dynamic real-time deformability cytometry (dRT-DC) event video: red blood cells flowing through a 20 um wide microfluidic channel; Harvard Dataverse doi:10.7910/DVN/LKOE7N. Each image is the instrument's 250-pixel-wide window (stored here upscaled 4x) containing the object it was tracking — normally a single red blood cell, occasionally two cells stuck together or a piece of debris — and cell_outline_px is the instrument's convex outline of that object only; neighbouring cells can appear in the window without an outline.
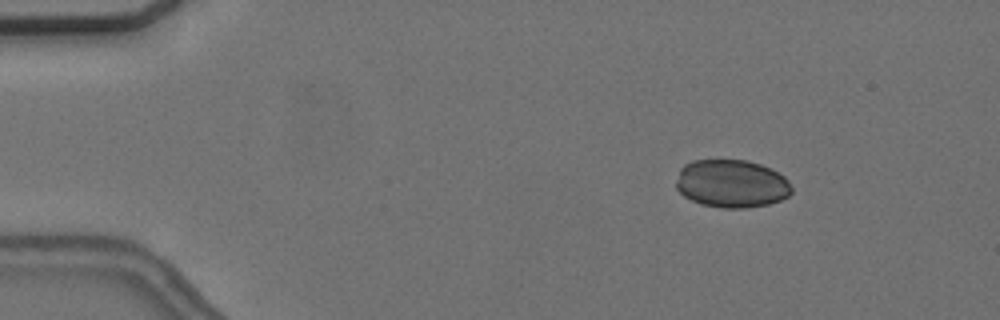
{"species": "common noctule bat (a hibernating species)", "species_latin": "Nyctalus noctula", "temperature_condition": "cold", "stored_images_in_passage": 7, "camera_frame_rate_fps": 3000, "um_per_image_px": 0.085, "animal": {"sex": "female", "body_mass_g": 24.6, "forearm_length_mm": 56.2}, "frame": {"image": 1, "passage_image": 2, "time_ms": 1.333, "image_size_px": [1000, 320], "cell_outline_px": [[792, 192], [788, 196], [780, 200], [768, 204], [744, 208], [724, 208], [700, 204], [684, 196], [676, 188], [676, 180], [680, 168], [684, 164], [692, 160], [748, 160], [760, 164], [784, 176], [788, 180], [792, 188]], "centroid_in_image_um": [62.17, 15.61], "position_along_channel_um": 22.8, "area_um2": 32.37}}
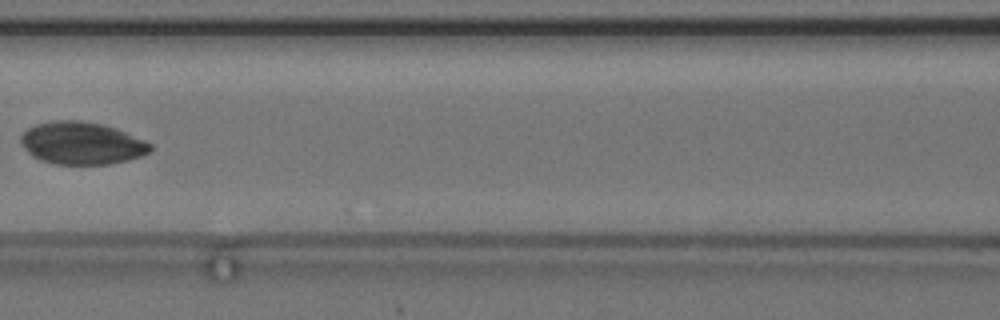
{"frame": {"image": 2, "passage_image": 7, "time_ms": 7.333, "image_size_px": [1000, 320], "cell_outline_px": [[152, 148], [148, 152], [140, 156], [128, 160], [108, 164], [52, 164], [40, 160], [32, 156], [20, 144], [20, 136], [28, 128], [36, 124], [56, 120], [80, 120], [100, 124], [116, 128], [144, 140], [152, 144]], "centroid_in_image_um": [6.91, 12.17], "position_along_channel_um": 159.7, "area_um2": 32.02}}